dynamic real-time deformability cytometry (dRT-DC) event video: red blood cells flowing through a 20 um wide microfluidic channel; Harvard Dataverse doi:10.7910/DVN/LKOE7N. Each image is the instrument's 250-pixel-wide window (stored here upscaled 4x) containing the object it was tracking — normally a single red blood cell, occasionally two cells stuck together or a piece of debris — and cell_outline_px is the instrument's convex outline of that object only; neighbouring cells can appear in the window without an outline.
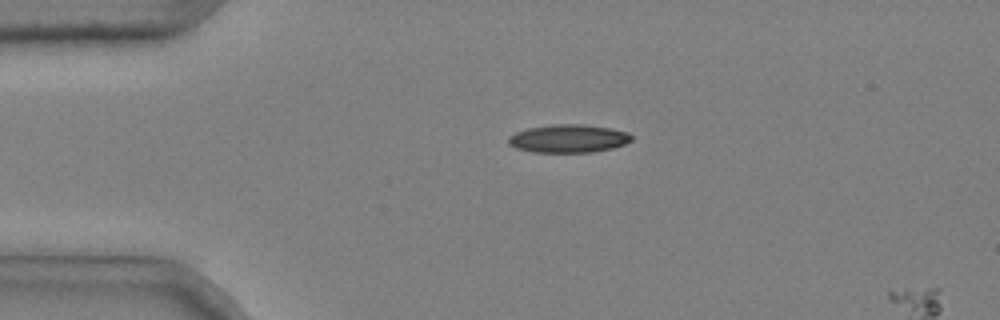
{"species": "common noctule bat (a hibernating species)", "species_latin": "Nyctalus noctula", "temperature_condition": "cold", "stored_images_in_passage": 2, "camera_frame_rate_fps": 3000, "um_per_image_px": 0.085, "animal": {"sex": "male", "body_mass_g": 20.4}, "frame": {"image": 1, "passage_image": 1, "time_ms": 0.0, "image_size_px": [1000, 320], "cell_outline_px": [[632, 140], [624, 144], [612, 148], [592, 152], [532, 152], [516, 148], [508, 144], [508, 136], [516, 132], [528, 128], [552, 124], [584, 124], [608, 128], [628, 132], [632, 136]], "centroid_in_image_um": [48.29, 11.77], "position_along_channel_um": 36.7, "area_um2": 20.17}}